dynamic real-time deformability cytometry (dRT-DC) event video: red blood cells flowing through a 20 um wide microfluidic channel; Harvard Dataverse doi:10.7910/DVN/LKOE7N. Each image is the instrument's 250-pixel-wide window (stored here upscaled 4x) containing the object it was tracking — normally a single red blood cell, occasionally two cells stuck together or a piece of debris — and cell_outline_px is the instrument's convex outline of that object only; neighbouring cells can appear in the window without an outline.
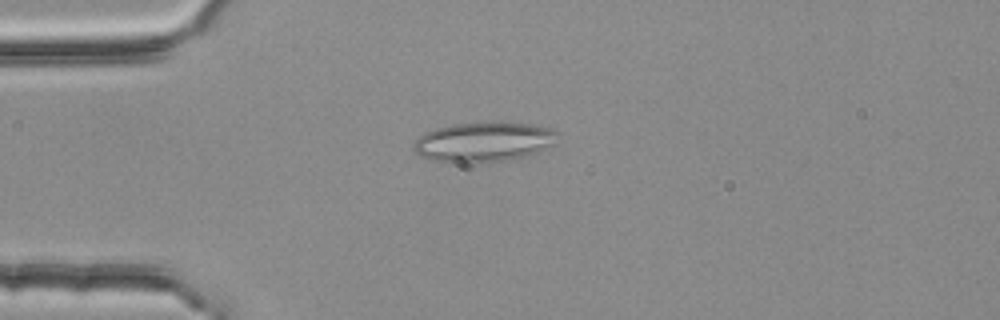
{"species": "common noctule bat (a hibernating species)", "species_latin": "Nyctalus noctula", "temperature_condition": "room temperature", "stored_images_in_passage": 3, "camera_frame_rate_fps": 3000, "um_per_image_px": 0.085, "animal": {"sex": "female", "body_mass_g": 25.1}, "frame": {"image": 1, "passage_image": 2, "time_ms": 0.333, "image_size_px": [1000, 320], "cell_outline_px": [[560, 132], [556, 144], [540, 152], [504, 160], [432, 160], [420, 156], [412, 148], [416, 140], [424, 132], [436, 128], [452, 124], [532, 124], [552, 128]], "centroid_in_image_um": [41.18, 12.04], "position_along_channel_um": 43.8, "area_um2": 32.14}}